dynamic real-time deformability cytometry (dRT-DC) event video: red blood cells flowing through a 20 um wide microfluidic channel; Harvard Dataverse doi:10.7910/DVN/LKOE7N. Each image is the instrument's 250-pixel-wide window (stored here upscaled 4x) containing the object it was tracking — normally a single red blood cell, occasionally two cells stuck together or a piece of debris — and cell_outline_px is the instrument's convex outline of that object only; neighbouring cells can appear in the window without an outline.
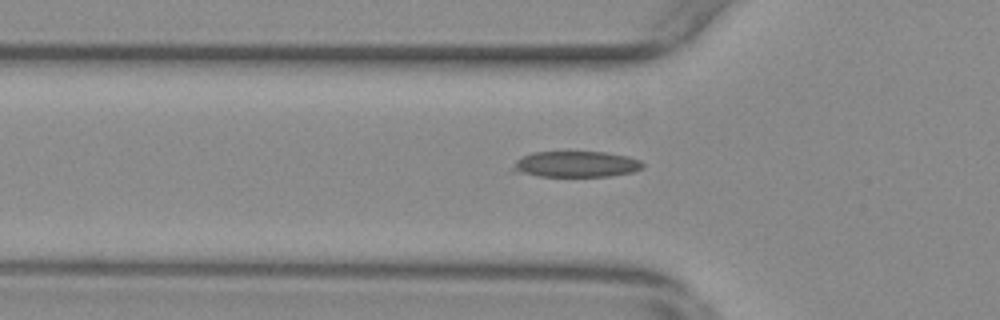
{"species": "common noctule bat (a hibernating species)", "species_latin": "Nyctalus noctula", "temperature_condition": "warm", "stored_images_in_passage": 51, "camera_frame_rate_fps": 3000, "um_per_image_px": 0.085, "animal": {"sex": "female", "body_mass_g": 29.2, "forearm_length_mm": 56.3}, "frame": {"image": 1, "passage_image": 13, "time_ms": 4.0, "image_size_px": [1000, 320], "cell_outline_px": [[644, 168], [632, 172], [608, 176], [536, 176], [508, 172], [516, 160], [532, 152], [604, 152], [628, 156], [640, 160], [644, 164]], "centroid_in_image_um": [48.9, 13.96], "position_along_channel_um": 76.9, "area_um2": 19.88}}
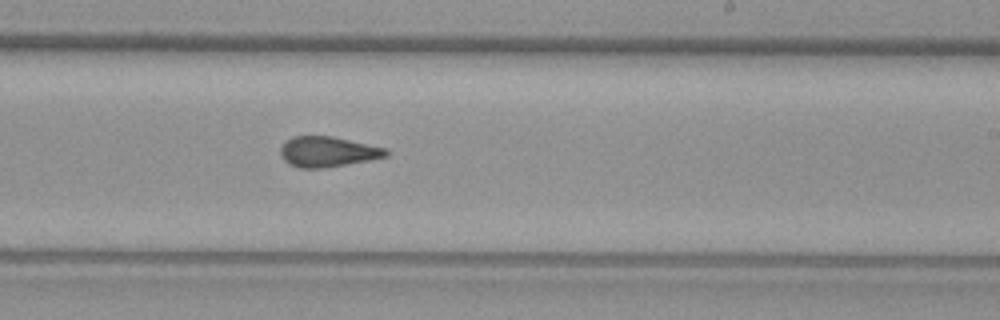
{"frame": {"image": 2, "passage_image": 28, "time_ms": 9.0, "image_size_px": [1000, 320], "cell_outline_px": [[388, 156], [368, 160], [324, 168], [300, 168], [288, 164], [284, 160], [280, 152], [280, 148], [292, 136], [332, 136], [388, 148]], "centroid_in_image_um": [27.86, 12.89], "position_along_channel_um": 261.1, "area_um2": 18.61}}
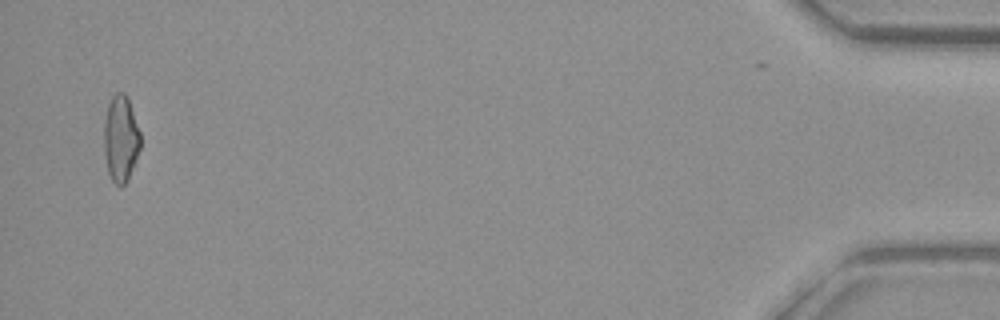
{"frame": {"image": 3, "passage_image": 49, "time_ms": 16.0, "image_size_px": [1000, 320], "cell_outline_px": [[140, 148], [128, 180], [124, 184], [116, 184], [112, 180], [108, 172], [104, 152], [104, 120], [108, 104], [112, 96], [116, 92], [124, 92], [128, 96], [140, 132]], "centroid_in_image_um": [10.26, 11.74], "position_along_channel_um": 424.9, "area_um2": 18.38}, "authors_computed_cell_mechanics": {"area_um2": 18.9006, "velocity_mm_per_s": 3.6758, "shape_relaxation_time_tau1_ms": null, "shape_relaxation_time_tau2_ms": 1.8212, "deformation_change_tau1": null, "deformation_change_tau2": 0.0978}}